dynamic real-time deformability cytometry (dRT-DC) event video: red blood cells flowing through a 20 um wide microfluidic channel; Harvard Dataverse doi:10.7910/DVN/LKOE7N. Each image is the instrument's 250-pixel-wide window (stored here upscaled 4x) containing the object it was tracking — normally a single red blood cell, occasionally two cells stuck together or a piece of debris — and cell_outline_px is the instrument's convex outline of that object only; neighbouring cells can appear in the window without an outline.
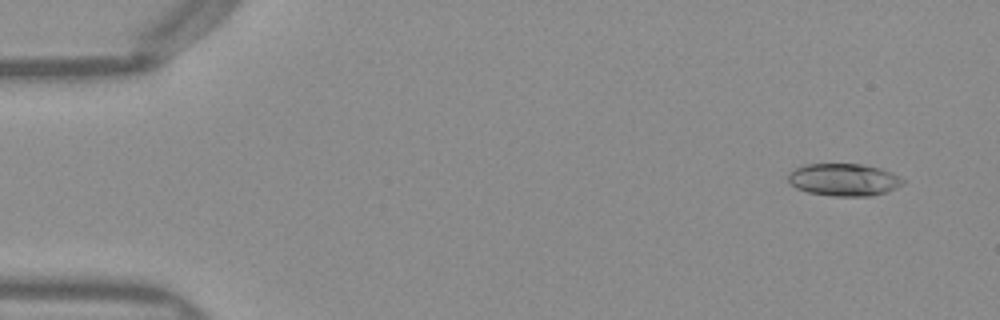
{"species": "Egyptian fruit bat (a non-hibernating species)", "species_latin": "Rousettus aegyptiacus", "temperature_condition": "warm", "stored_images_in_passage": 51, "camera_frame_rate_fps": 3000, "um_per_image_px": 0.085, "frame": {"image": 1, "passage_image": 4, "time_ms": 1.0, "image_size_px": [1000, 320], "cell_outline_px": [[904, 184], [888, 192], [868, 196], [832, 196], [808, 192], [796, 188], [788, 180], [788, 176], [796, 168], [804, 164], [864, 164], [880, 168], [892, 172], [900, 176], [904, 180]], "centroid_in_image_um": [71.77, 15.27], "position_along_channel_um": 13.2, "area_um2": 21.73}}
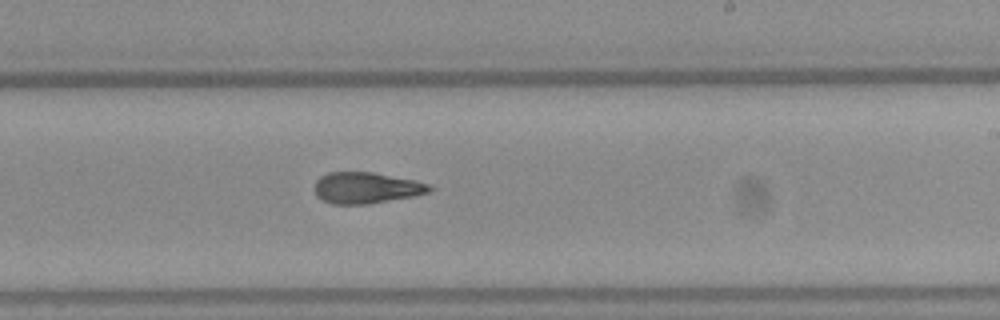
{"frame": {"image": 2, "passage_image": 31, "time_ms": 10.0, "image_size_px": [1000, 320], "cell_outline_px": [[432, 192], [412, 196], [368, 204], [332, 204], [320, 200], [316, 196], [312, 188], [316, 180], [320, 176], [328, 172], [372, 172], [432, 184]], "centroid_in_image_um": [31.07, 15.97], "position_along_channel_um": 257.9, "area_um2": 21.1}}
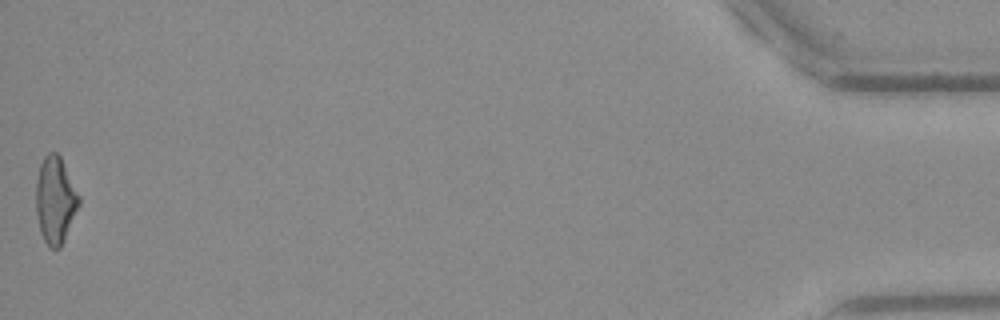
{"frame": {"image": 3, "passage_image": 51, "time_ms": 16.667, "image_size_px": [1000, 320], "cell_outline_px": [[80, 204], [64, 240], [60, 248], [48, 248], [40, 232], [36, 212], [36, 180], [40, 164], [44, 156], [48, 152], [56, 152], [60, 156], [80, 196]], "centroid_in_image_um": [4.69, 17.01], "position_along_channel_um": 430.5, "area_um2": 21.79}, "authors_computed_cell_mechanics": {"area_um2": 21.2704, "velocity_mm_per_s": 4.0385, "shape_relaxation_time_tau1_ms": 5.9049, "shape_relaxation_time_tau2_ms": 2.651, "deformation_change_tau1": 0.2247, "deformation_change_tau2": 0.1267}}